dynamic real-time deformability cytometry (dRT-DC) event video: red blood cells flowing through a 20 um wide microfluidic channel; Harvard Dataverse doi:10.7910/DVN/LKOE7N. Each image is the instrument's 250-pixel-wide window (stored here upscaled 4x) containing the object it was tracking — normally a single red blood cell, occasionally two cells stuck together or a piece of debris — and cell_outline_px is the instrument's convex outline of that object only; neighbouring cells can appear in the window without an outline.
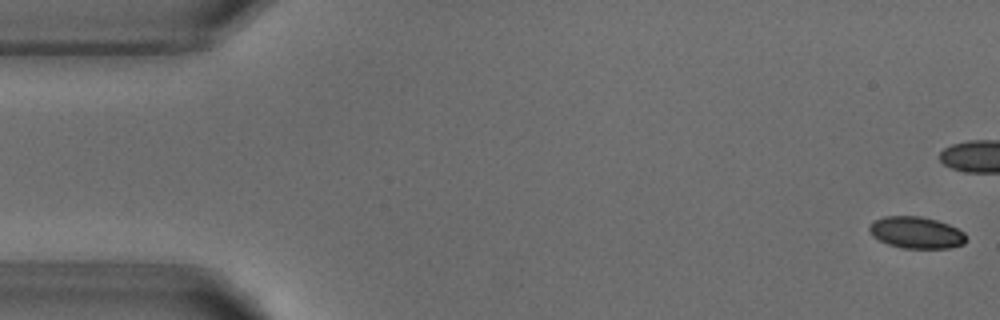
{"species": "common noctule bat (a hibernating species)", "species_latin": "Nyctalus noctula", "temperature_condition": "warm", "stored_images_in_passage": 41, "camera_frame_rate_fps": 3000, "um_per_image_px": 0.085, "animal": {"sex": "male", "body_mass_g": 18.8}, "frame": {"image": 1, "passage_image": 1, "time_ms": 0.0, "image_size_px": [1000, 320], "cell_outline_px": [[968, 240], [964, 244], [948, 248], [904, 248], [888, 244], [872, 236], [868, 228], [876, 220], [884, 216], [920, 216], [936, 220], [948, 224], [964, 232]], "centroid_in_image_um": [77.91, 19.77], "position_along_channel_um": 7.1, "area_um2": 17.8}}
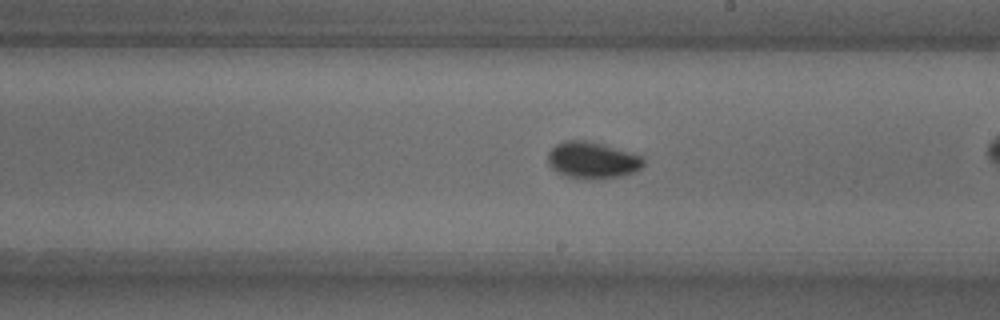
{"frame": {"image": 2, "passage_image": 29, "time_ms": 9.333, "image_size_px": [1000, 320], "cell_outline_px": [[644, 164], [640, 168], [624, 176], [592, 180], [564, 176], [556, 172], [548, 164], [548, 152], [556, 144], [564, 140], [584, 140], [604, 144], [644, 156]], "centroid_in_image_um": [50.35, 13.62], "position_along_channel_um": 238.7, "area_um2": 20.75}}
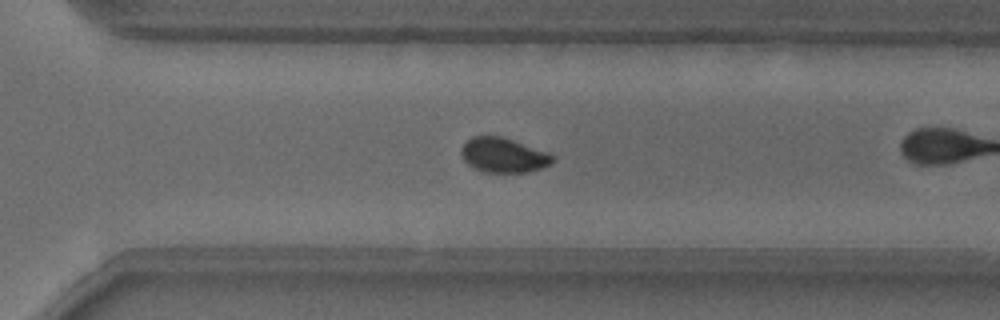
{"frame": {"image": 3, "passage_image": 36, "time_ms": 11.667, "image_size_px": [1000, 320], "cell_outline_px": [[556, 160], [552, 164], [528, 172], [484, 172], [472, 168], [464, 160], [460, 152], [460, 148], [472, 136], [500, 136], [548, 152]], "centroid_in_image_um": [42.78, 13.2], "position_along_channel_um": 327.8, "area_um2": 18.44}}